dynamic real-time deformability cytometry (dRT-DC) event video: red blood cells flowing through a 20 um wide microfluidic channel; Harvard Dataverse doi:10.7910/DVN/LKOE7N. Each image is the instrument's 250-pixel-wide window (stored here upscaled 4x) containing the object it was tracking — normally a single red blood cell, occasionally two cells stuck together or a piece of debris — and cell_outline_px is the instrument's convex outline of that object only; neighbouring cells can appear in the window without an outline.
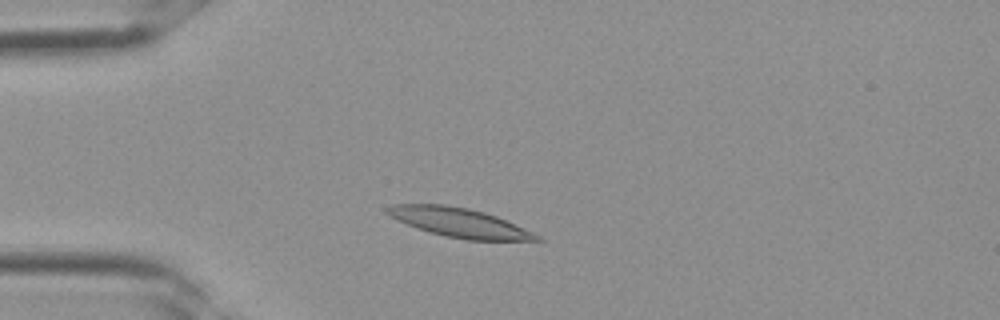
{"species": "Egyptian fruit bat (a non-hibernating species)", "species_latin": "Rousettus aegyptiacus", "temperature_condition": "room temperature", "stored_images_in_passage": 31, "camera_frame_rate_fps": 3000, "um_per_image_px": 0.085, "frame": {"image": 1, "passage_image": 5, "time_ms": 1.333, "image_size_px": [1000, 320], "cell_outline_px": [[544, 240], [468, 240], [448, 236], [416, 228], [384, 212], [384, 208], [392, 204], [444, 204], [468, 208], [484, 212], [496, 216], [532, 232], [540, 236]], "centroid_in_image_um": [39.02, 18.9], "position_along_channel_um": 46.0, "area_um2": 24.91}}
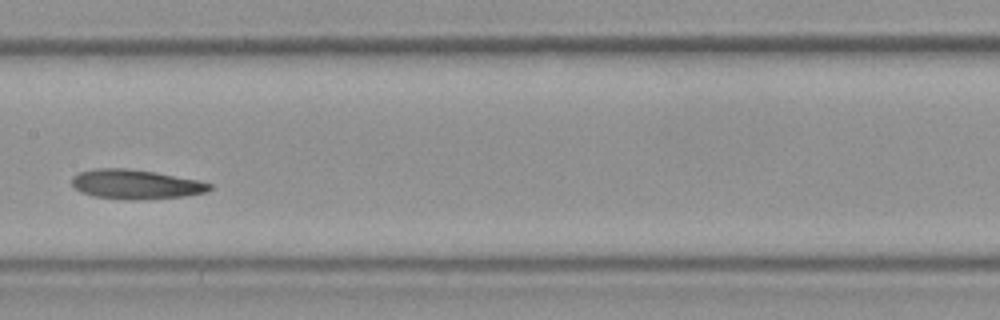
{"frame": {"image": 2, "passage_image": 14, "time_ms": 4.333, "image_size_px": [1000, 320], "cell_outline_px": [[212, 188], [208, 192], [184, 196], [132, 200], [92, 196], [80, 192], [72, 184], [72, 176], [80, 172], [92, 168], [128, 168], [156, 172], [200, 180], [212, 184]], "centroid_in_image_um": [11.55, 15.65], "position_along_channel_um": 195.9, "area_um2": 23.81}}
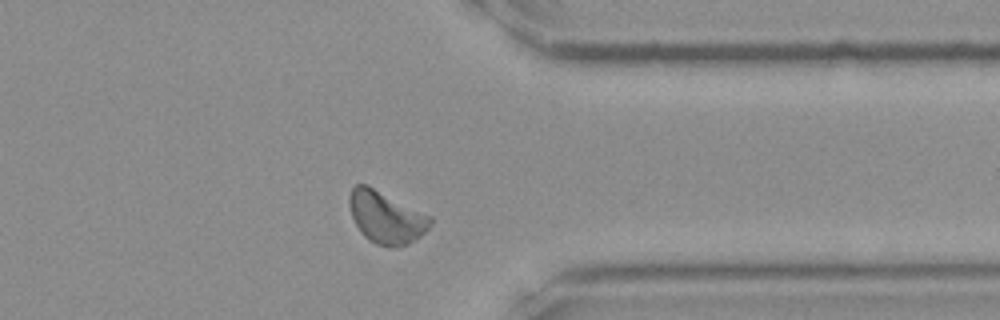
{"frame": {"image": 3, "passage_image": 24, "time_ms": 7.667, "image_size_px": [1000, 320], "cell_outline_px": [[432, 224], [420, 236], [408, 244], [388, 248], [376, 244], [368, 240], [360, 232], [352, 216], [348, 204], [348, 196], [352, 188], [356, 184], [368, 184], [432, 216]], "centroid_in_image_um": [32.81, 18.46], "position_along_channel_um": 378.6, "area_um2": 24.91}}